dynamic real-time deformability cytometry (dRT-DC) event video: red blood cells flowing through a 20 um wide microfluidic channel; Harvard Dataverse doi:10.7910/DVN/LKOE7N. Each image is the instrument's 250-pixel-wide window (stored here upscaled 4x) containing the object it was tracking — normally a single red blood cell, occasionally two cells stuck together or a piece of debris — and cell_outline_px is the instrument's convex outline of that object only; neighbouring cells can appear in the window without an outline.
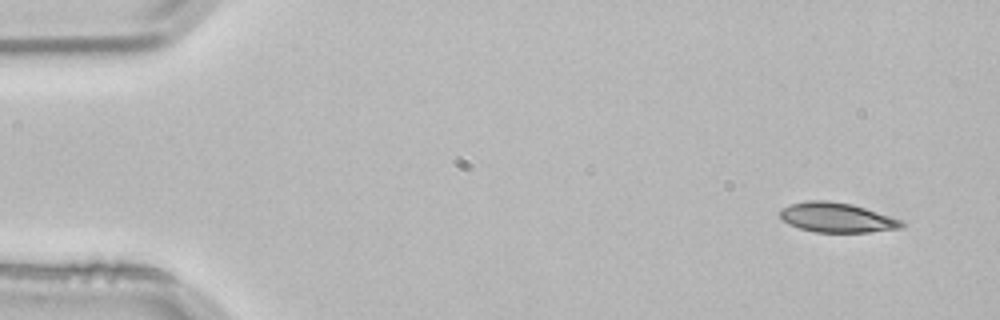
{"species": "common noctule bat (a hibernating species)", "species_latin": "Nyctalus noctula", "temperature_condition": "room temperature", "stored_images_in_passage": 3, "camera_frame_rate_fps": 3000, "um_per_image_px": 0.085, "animal": {"sex": "male", "body_mass_g": 21.5, "forearm_length_mm": 52.0}, "frame": {"image": 1, "passage_image": 1, "time_ms": 0.0, "image_size_px": [1000, 320], "cell_outline_px": [[904, 228], [868, 232], [816, 232], [800, 228], [788, 224], [780, 216], [780, 208], [788, 204], [808, 200], [828, 200], [852, 204], [904, 220]], "centroid_in_image_um": [71.14, 18.48], "position_along_channel_um": 13.9, "area_um2": 21.21}}
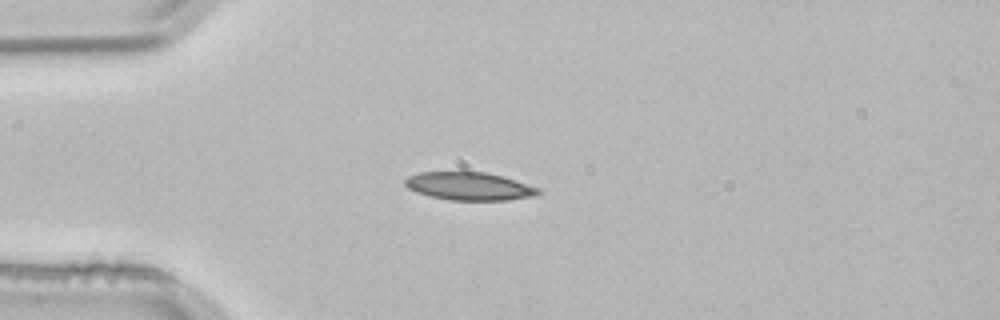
{"frame": {"image": 2, "passage_image": 3, "time_ms": 0.667, "image_size_px": [1000, 320], "cell_outline_px": [[540, 192], [536, 196], [508, 200], [448, 200], [416, 192], [408, 188], [404, 184], [404, 180], [408, 176], [420, 172], [484, 172], [500, 176], [540, 188]], "centroid_in_image_um": [39.87, 15.83], "position_along_channel_um": 45.1, "area_um2": 21.56}}